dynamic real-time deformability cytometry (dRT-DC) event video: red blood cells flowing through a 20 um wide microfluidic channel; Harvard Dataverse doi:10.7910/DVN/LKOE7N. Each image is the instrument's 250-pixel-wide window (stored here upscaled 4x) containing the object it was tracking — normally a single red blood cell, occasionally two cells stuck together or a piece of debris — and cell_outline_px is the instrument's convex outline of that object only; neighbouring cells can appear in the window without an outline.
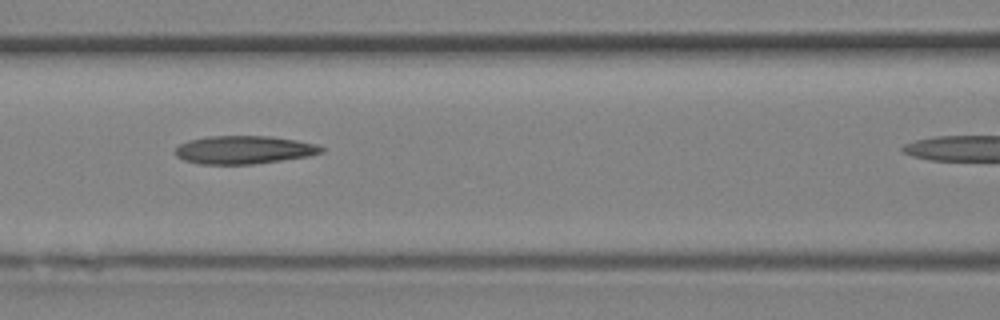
{"species": "Egyptian fruit bat (a non-hibernating species)", "species_latin": "Rousettus aegyptiacus", "temperature_condition": "room temperature", "stored_images_in_passage": 16, "camera_frame_rate_fps": 3000, "um_per_image_px": 0.085, "animal": {"sex": "female"}, "frame": {"image": 1, "passage_image": 10, "time_ms": 3.0, "image_size_px": [1000, 320], "cell_outline_px": [[324, 152], [308, 156], [252, 164], [200, 164], [184, 160], [176, 156], [176, 148], [180, 144], [188, 140], [208, 136], [268, 136], [296, 140], [316, 144], [324, 148]], "centroid_in_image_um": [20.72, 12.73], "position_along_channel_um": 145.9, "area_um2": 23.81}}
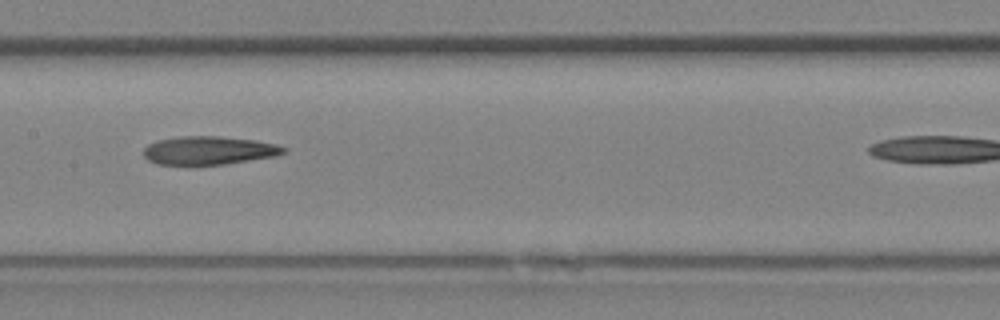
{"frame": {"image": 2, "passage_image": 12, "time_ms": 3.667, "image_size_px": [1000, 320], "cell_outline_px": [[288, 152], [276, 156], [224, 164], [156, 164], [148, 160], [144, 156], [144, 148], [148, 144], [156, 140], [180, 136], [220, 136], [256, 140], [276, 144], [288, 148]], "centroid_in_image_um": [17.78, 12.77], "position_along_channel_um": 189.6, "area_um2": 23.24}}